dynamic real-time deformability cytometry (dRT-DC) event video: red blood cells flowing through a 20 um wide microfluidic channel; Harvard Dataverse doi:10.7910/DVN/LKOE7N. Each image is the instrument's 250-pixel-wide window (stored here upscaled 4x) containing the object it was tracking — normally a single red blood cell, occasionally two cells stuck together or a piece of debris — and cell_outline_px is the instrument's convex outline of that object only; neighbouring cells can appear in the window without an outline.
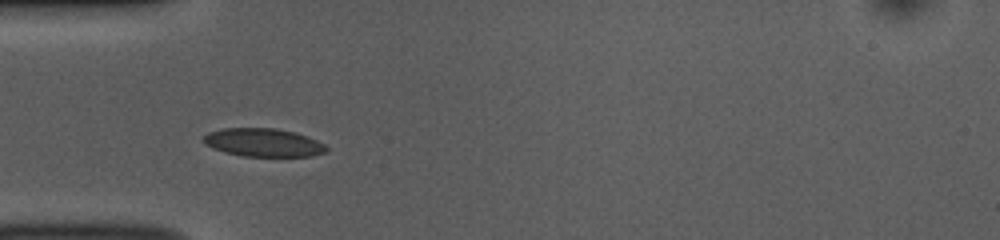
{"species": "common noctule bat (a hibernating species)", "species_latin": "Nyctalus noctula", "temperature_condition": "room temperature", "stored_images_in_passage": 29, "camera_frame_rate_fps": 3000, "um_per_image_px": 0.085, "animal": {"sex": "female", "body_mass_g": 10.0, "forearm_length_mm": 53.1}, "frame": {"image": 1, "passage_image": 1, "time_ms": 0.0, "image_size_px": [1000, 240], "cell_outline_px": [[328, 152], [312, 156], [244, 156], [224, 152], [212, 148], [204, 144], [200, 140], [208, 132], [224, 128], [276, 128], [296, 132], [308, 136], [324, 144], [328, 148]], "centroid_in_image_um": [22.38, 12.11], "position_along_channel_um": 62.6, "area_um2": 20.46}}
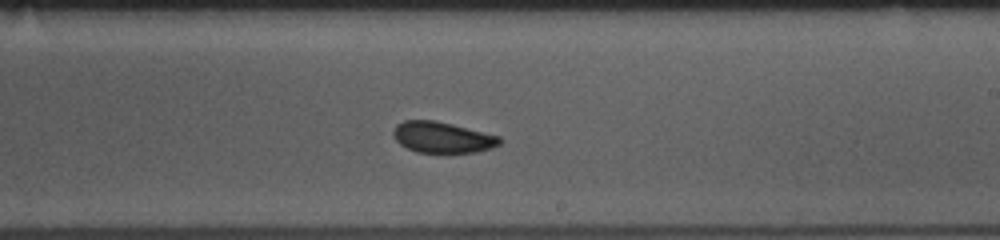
{"frame": {"image": 2, "passage_image": 16, "time_ms": 5.0, "image_size_px": [1000, 240], "cell_outline_px": [[504, 140], [500, 144], [492, 148], [476, 152], [416, 152], [400, 144], [396, 140], [392, 132], [396, 124], [404, 120], [436, 120], [500, 136]], "centroid_in_image_um": [37.61, 11.66], "position_along_channel_um": 251.4, "area_um2": 19.25}}
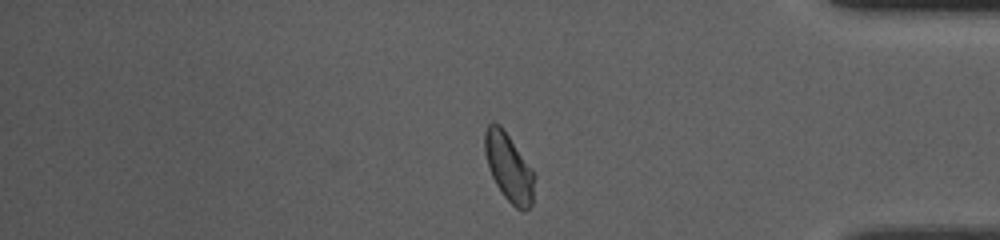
{"frame": {"image": 3, "passage_image": 29, "time_ms": 9.333, "image_size_px": [1000, 240], "cell_outline_px": [[532, 204], [528, 208], [516, 208], [504, 196], [496, 184], [492, 176], [484, 152], [484, 132], [488, 124], [492, 120], [500, 124], [504, 128], [532, 172]], "centroid_in_image_um": [43.17, 14.14], "position_along_channel_um": 392.0, "area_um2": 18.9}, "authors_computed_cell_mechanics": {"area_um2": 19.8832, "velocity_mm_per_s": 3.7964, "shape_relaxation_time_tau1_ms": 2.178, "shape_relaxation_time_tau2_ms": 1.0549, "deformation_change_tau1": 0.0818, "deformation_change_tau2": 0.0559}}